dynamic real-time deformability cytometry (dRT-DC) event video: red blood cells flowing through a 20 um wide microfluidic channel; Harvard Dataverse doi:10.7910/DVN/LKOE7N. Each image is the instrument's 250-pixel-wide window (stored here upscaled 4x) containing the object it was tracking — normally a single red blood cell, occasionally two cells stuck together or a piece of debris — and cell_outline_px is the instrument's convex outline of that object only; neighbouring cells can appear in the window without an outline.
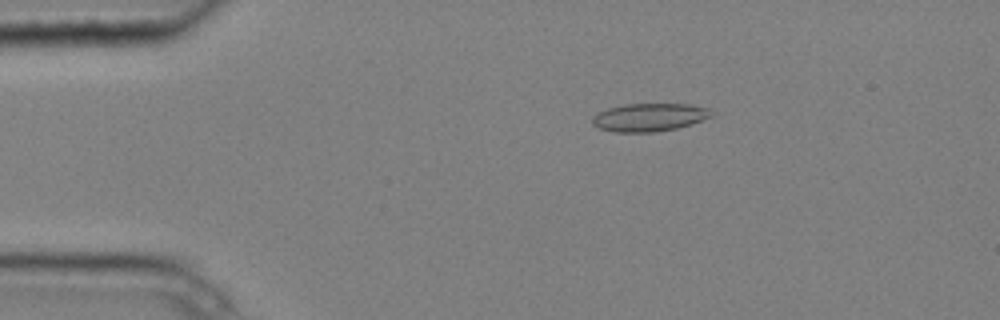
{"species": "common noctule bat (a hibernating species)", "species_latin": "Nyctalus noctula", "temperature_condition": "cold", "stored_images_in_passage": 7, "camera_frame_rate_fps": 3000, "um_per_image_px": 0.085, "animal": {"sex": "male", "body_mass_g": 20.4}, "frame": {"image": 1, "passage_image": 3, "time_ms": 0.667, "image_size_px": [1000, 320], "cell_outline_px": [[712, 116], [692, 124], [676, 128], [656, 132], [612, 132], [600, 128], [592, 124], [592, 116], [596, 112], [608, 108], [624, 104], [688, 104], [708, 108]], "centroid_in_image_um": [55.14, 9.97], "position_along_channel_um": 29.9, "area_um2": 19.48}}
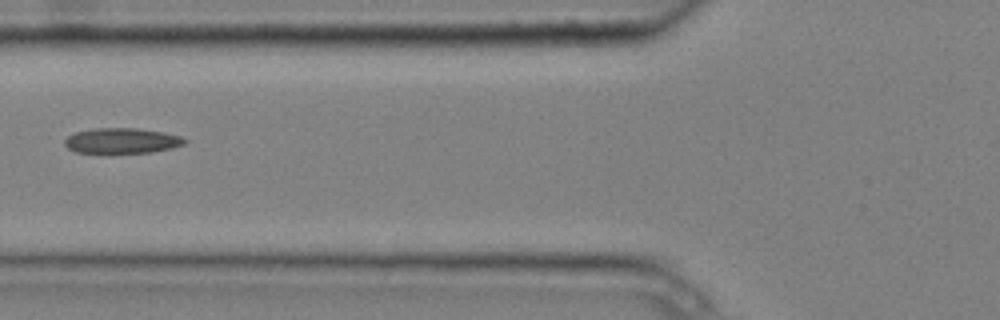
{"frame": {"image": 2, "passage_image": 6, "time_ms": 1.667, "image_size_px": [1000, 320], "cell_outline_px": [[188, 140], [184, 144], [172, 148], [152, 152], [112, 156], [104, 156], [76, 152], [68, 148], [64, 144], [64, 140], [68, 136], [76, 132], [92, 128], [136, 128], [164, 132], [180, 136]], "centroid_in_image_um": [10.31, 12.02], "position_along_channel_um": 115.5, "area_um2": 18.79}}
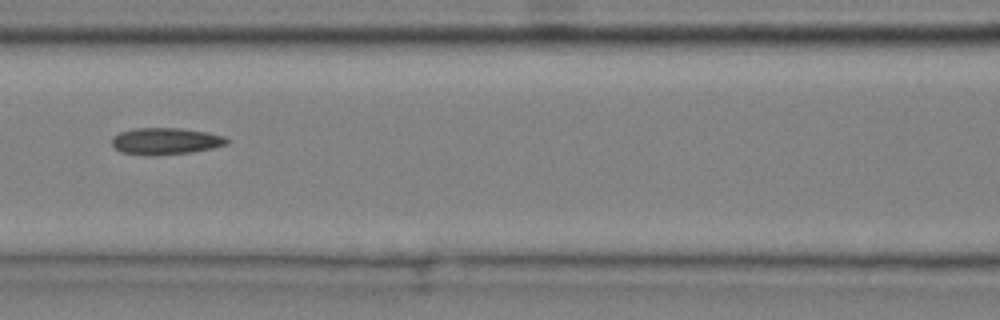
{"frame": {"image": 3, "passage_image": 7, "time_ms": 2.0, "image_size_px": [1000, 320], "cell_outline_px": [[232, 140], [228, 144], [212, 148], [192, 152], [156, 156], [144, 156], [120, 152], [112, 144], [112, 136], [120, 132], [132, 128], [180, 128], [208, 132], [224, 136]], "centroid_in_image_um": [14.08, 12.0], "position_along_channel_um": 152.5, "area_um2": 18.32}}